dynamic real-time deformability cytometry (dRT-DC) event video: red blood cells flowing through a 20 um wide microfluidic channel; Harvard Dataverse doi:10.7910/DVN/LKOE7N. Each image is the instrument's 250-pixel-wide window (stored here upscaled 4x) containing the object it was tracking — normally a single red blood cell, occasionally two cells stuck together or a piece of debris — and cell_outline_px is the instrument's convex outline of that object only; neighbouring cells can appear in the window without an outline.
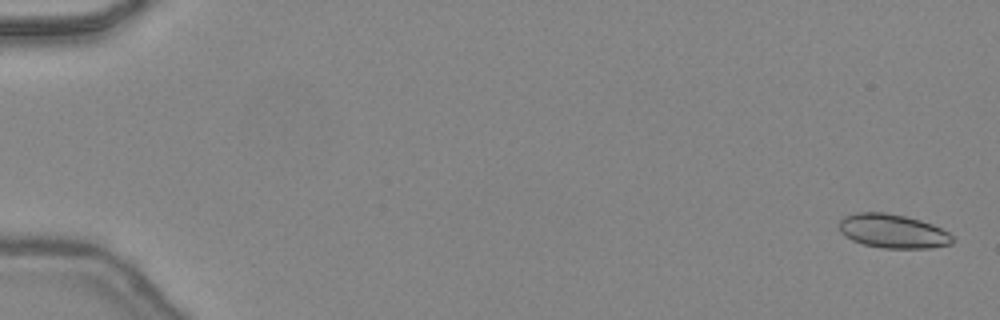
{"species": "common noctule bat (a hibernating species)", "species_latin": "Nyctalus noctula", "temperature_condition": "warm", "stored_images_in_passage": 48, "camera_frame_rate_fps": 3000, "um_per_image_px": 0.085, "animal": {"sex": "female", "body_mass_g": 24.6, "forearm_length_mm": 56.2}, "frame": {"image": 1, "passage_image": 2, "time_ms": 0.333, "image_size_px": [1000, 320], "cell_outline_px": [[956, 240], [952, 244], [932, 248], [884, 248], [864, 244], [852, 240], [844, 236], [840, 232], [840, 220], [844, 216], [856, 212], [884, 212], [904, 216], [920, 220], [932, 224], [948, 232]], "centroid_in_image_um": [75.9, 19.65], "position_along_channel_um": 9.1, "area_um2": 22.48}}
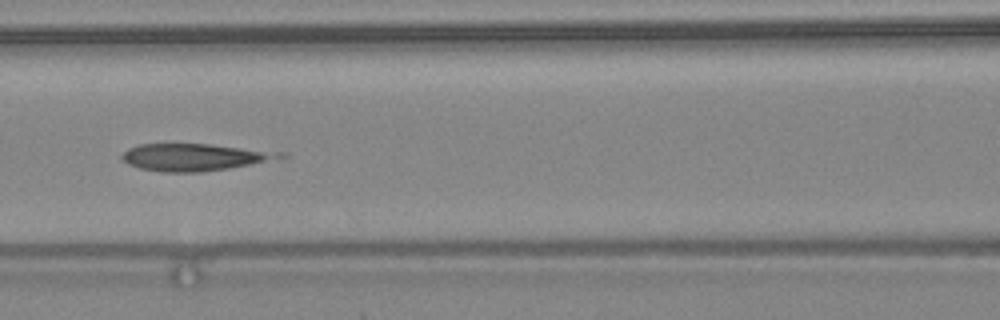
{"frame": {"image": 2, "passage_image": 23, "time_ms": 7.333, "image_size_px": [1000, 320], "cell_outline_px": [[288, 156], [228, 168], [200, 172], [164, 172], [140, 168], [128, 164], [120, 156], [128, 148], [140, 144], [208, 144], [288, 152]], "centroid_in_image_um": [16.53, 13.35], "position_along_channel_um": 150.1, "area_um2": 24.74}}
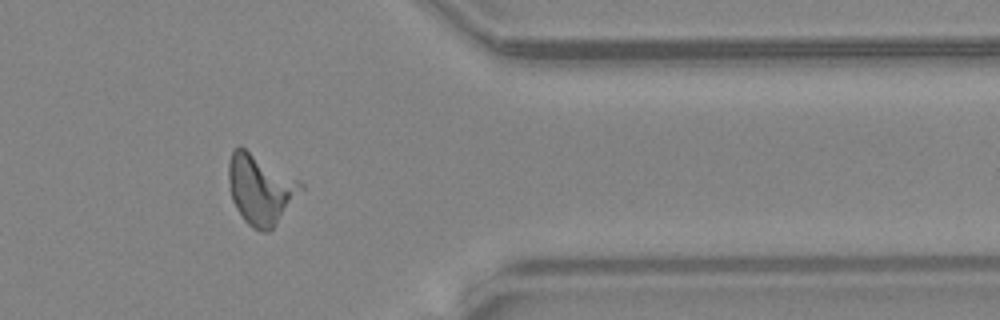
{"frame": {"image": 3, "passage_image": 40, "time_ms": 13.0, "image_size_px": [1000, 320], "cell_outline_px": [[304, 188], [276, 224], [268, 232], [260, 232], [252, 228], [244, 220], [236, 208], [232, 200], [228, 180], [228, 160], [232, 148], [240, 144], [300, 180], [304, 184]], "centroid_in_image_um": [22.12, 16.04], "position_along_channel_um": 389.3, "area_um2": 29.88}}